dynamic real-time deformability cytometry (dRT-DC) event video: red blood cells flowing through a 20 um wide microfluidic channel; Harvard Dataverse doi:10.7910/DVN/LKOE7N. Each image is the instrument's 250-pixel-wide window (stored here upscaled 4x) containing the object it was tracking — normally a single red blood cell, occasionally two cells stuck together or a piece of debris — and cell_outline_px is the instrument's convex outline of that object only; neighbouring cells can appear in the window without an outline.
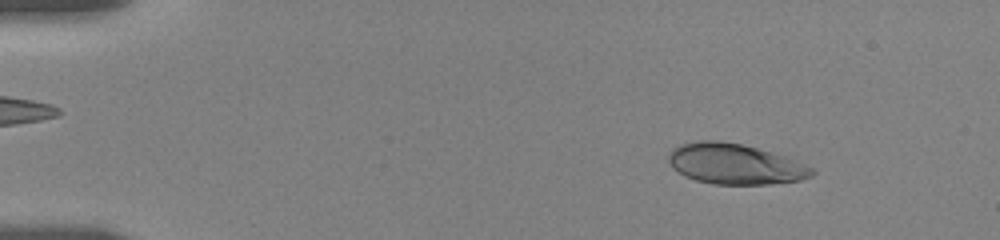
{"species": "human", "species_latin": "Homo sapiens", "temperature_condition": "room temperature", "stored_images_in_passage": 24, "camera_frame_rate_fps": 3000, "um_per_image_px": 0.085, "donor": {"sex": "female"}, "frame": {"image": 1, "passage_image": 6, "time_ms": 1.667, "image_size_px": [1000, 240], "cell_outline_px": [[816, 172], [812, 176], [800, 180], [772, 184], [712, 184], [696, 180], [684, 176], [672, 168], [668, 160], [668, 156], [672, 148], [680, 144], [696, 140], [720, 140], [740, 144], [788, 156], [812, 168]], "centroid_in_image_um": [62.46, 13.93], "position_along_channel_um": 22.5, "area_um2": 34.1}}
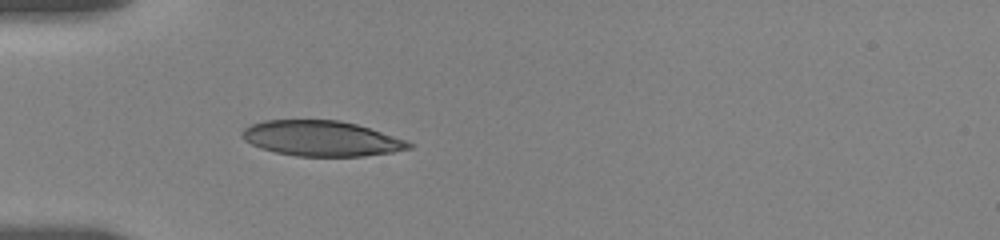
{"frame": {"image": 2, "passage_image": 19, "time_ms": 5.0, "image_size_px": [1000, 240], "cell_outline_px": [[412, 148], [392, 152], [364, 156], [296, 156], [276, 152], [260, 148], [244, 140], [240, 136], [240, 132], [244, 128], [252, 124], [264, 120], [340, 120], [356, 124], [408, 140], [412, 144]], "centroid_in_image_um": [27.31, 11.77], "position_along_channel_um": 57.7, "area_um2": 34.39}}
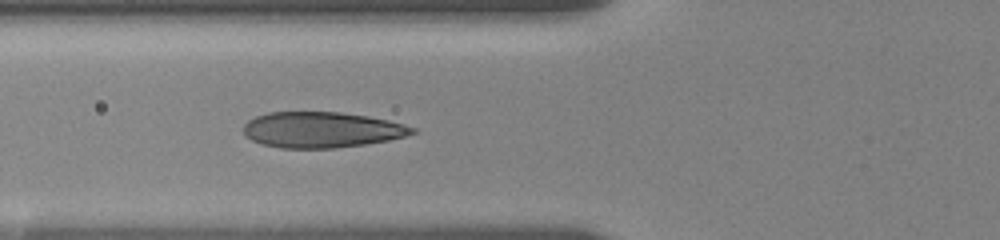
{"frame": {"image": 3, "passage_image": 23, "time_ms": 6.333, "image_size_px": [1000, 240], "cell_outline_px": [[416, 132], [404, 136], [388, 140], [364, 144], [332, 148], [280, 148], [260, 144], [244, 136], [244, 124], [248, 120], [256, 116], [268, 112], [340, 112], [368, 116], [388, 120], [404, 124], [416, 128]], "centroid_in_image_um": [27.31, 11.03], "position_along_channel_um": 98.5, "area_um2": 35.2}}